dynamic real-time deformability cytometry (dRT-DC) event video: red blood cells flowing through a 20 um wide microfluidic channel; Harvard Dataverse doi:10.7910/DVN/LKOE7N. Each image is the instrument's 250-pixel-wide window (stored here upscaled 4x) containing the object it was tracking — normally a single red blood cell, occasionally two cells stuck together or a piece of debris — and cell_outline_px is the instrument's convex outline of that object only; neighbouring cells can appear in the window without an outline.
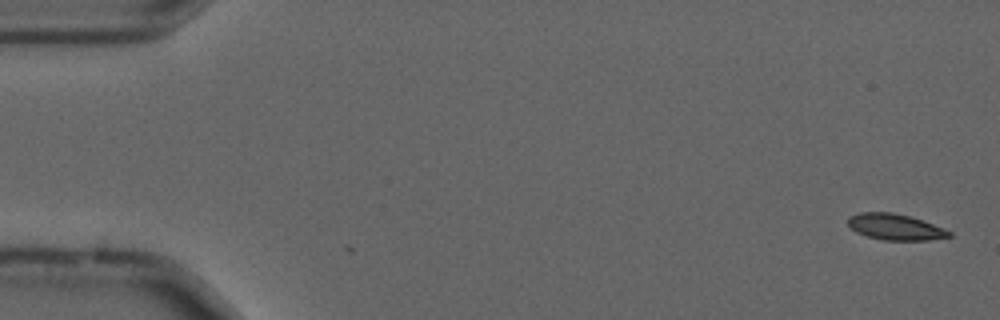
{"species": "common noctule bat (a hibernating species)", "species_latin": "Nyctalus noctula", "temperature_condition": "cold", "stored_images_in_passage": 2, "camera_frame_rate_fps": 3000, "um_per_image_px": 0.085, "animal": {"sex": "male", "forearm_length_mm": 52.5}, "frame": {"image": 1, "passage_image": 2, "time_ms": 0.333, "image_size_px": [1000, 320], "cell_outline_px": [[952, 236], [928, 240], [884, 240], [868, 236], [856, 232], [848, 224], [848, 216], [860, 212], [892, 212], [908, 216], [944, 228], [952, 232]], "centroid_in_image_um": [76.08, 19.29], "position_along_channel_um": 8.9, "area_um2": 15.2}}